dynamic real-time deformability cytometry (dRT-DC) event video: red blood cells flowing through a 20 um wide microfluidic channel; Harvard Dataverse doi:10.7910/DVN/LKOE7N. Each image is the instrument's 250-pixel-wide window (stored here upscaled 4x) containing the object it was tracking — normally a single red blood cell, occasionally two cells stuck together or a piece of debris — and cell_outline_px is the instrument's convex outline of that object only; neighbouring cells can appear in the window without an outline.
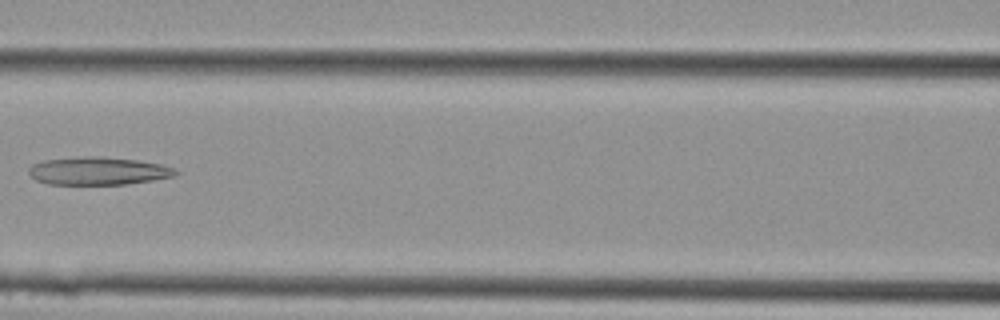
{"species": "Egyptian fruit bat (a non-hibernating species)", "species_latin": "Rousettus aegyptiacus", "temperature_condition": "cold", "stored_images_in_passage": 6, "camera_frame_rate_fps": 3000, "um_per_image_px": 0.085, "animal": {"sex": "female"}, "frame": {"image": 1, "passage_image": 5, "time_ms": 1.333, "image_size_px": [1000, 320], "cell_outline_px": [[180, 172], [176, 176], [152, 180], [124, 184], [48, 184], [36, 180], [28, 172], [28, 168], [32, 164], [44, 160], [84, 156], [100, 156], [136, 160], [160, 164], [176, 168]], "centroid_in_image_um": [8.36, 14.52], "position_along_channel_um": 158.2, "area_um2": 23.87}}